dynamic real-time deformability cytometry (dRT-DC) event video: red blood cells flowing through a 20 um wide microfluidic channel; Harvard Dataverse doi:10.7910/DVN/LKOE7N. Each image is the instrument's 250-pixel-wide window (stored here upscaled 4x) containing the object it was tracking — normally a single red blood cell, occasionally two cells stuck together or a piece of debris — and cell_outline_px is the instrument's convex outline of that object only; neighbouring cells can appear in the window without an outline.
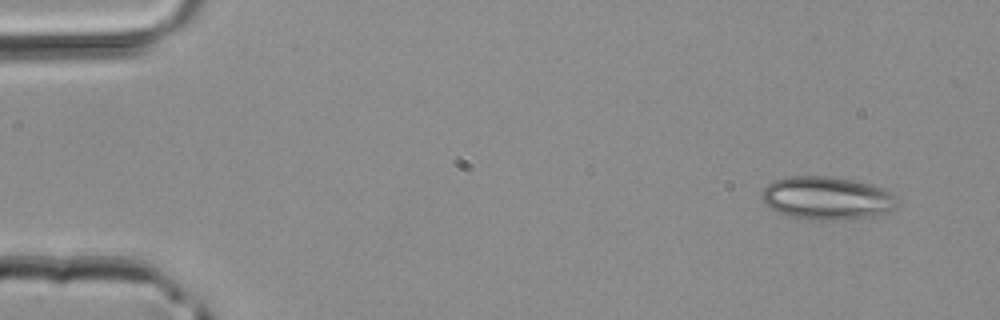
{"species": "common noctule bat (a hibernating species)", "species_latin": "Nyctalus noctula", "temperature_condition": "room temperature", "stored_images_in_passage": 17, "camera_frame_rate_fps": 3000, "um_per_image_px": 0.085, "animal": {"sex": "male", "body_mass_g": 20.4}, "frame": {"image": 1, "passage_image": 1, "time_ms": 0.0, "image_size_px": [1000, 320], "cell_outline_px": [[896, 204], [888, 212], [876, 216], [840, 220], [812, 220], [788, 216], [764, 204], [760, 200], [760, 196], [764, 188], [768, 184], [776, 180], [788, 176], [828, 176], [852, 180], [872, 184], [884, 188], [892, 192]], "centroid_in_image_um": [70.27, 16.84], "position_along_channel_um": 14.7, "area_um2": 34.1}}
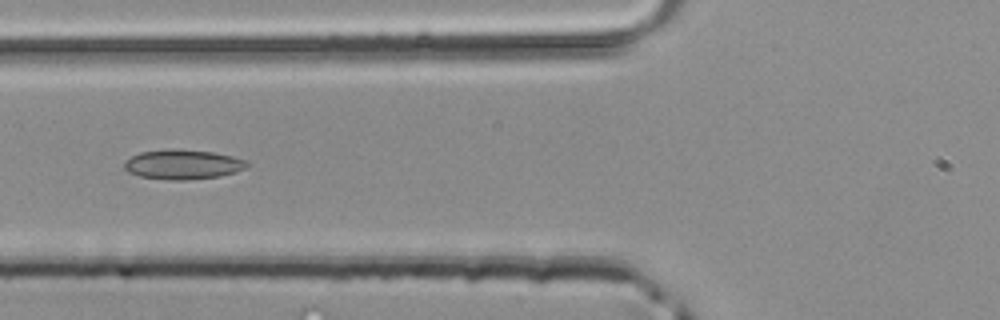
{"frame": {"image": 2, "passage_image": 15, "time_ms": 4.667, "image_size_px": [1000, 320], "cell_outline_px": [[248, 164], [244, 168], [236, 172], [220, 176], [184, 180], [164, 180], [140, 176], [128, 172], [124, 168], [124, 160], [140, 152], [168, 148], [172, 148], [212, 152], [232, 156], [244, 160]], "centroid_in_image_um": [15.48, 13.97], "position_along_channel_um": 110.3, "area_um2": 21.27}}
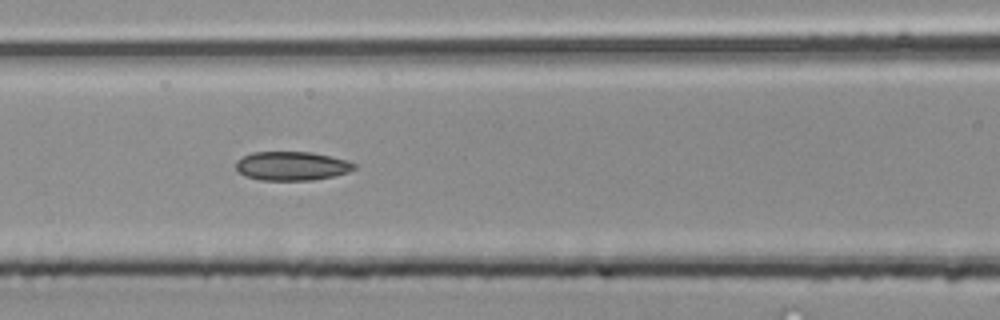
{"frame": {"image": 3, "passage_image": 17, "time_ms": 5.333, "image_size_px": [1000, 320], "cell_outline_px": [[356, 168], [348, 172], [332, 176], [312, 180], [260, 180], [244, 176], [236, 168], [236, 160], [252, 152], [312, 152], [348, 160], [356, 164]], "centroid_in_image_um": [24.8, 14.1], "position_along_channel_um": 141.8, "area_um2": 19.94}}